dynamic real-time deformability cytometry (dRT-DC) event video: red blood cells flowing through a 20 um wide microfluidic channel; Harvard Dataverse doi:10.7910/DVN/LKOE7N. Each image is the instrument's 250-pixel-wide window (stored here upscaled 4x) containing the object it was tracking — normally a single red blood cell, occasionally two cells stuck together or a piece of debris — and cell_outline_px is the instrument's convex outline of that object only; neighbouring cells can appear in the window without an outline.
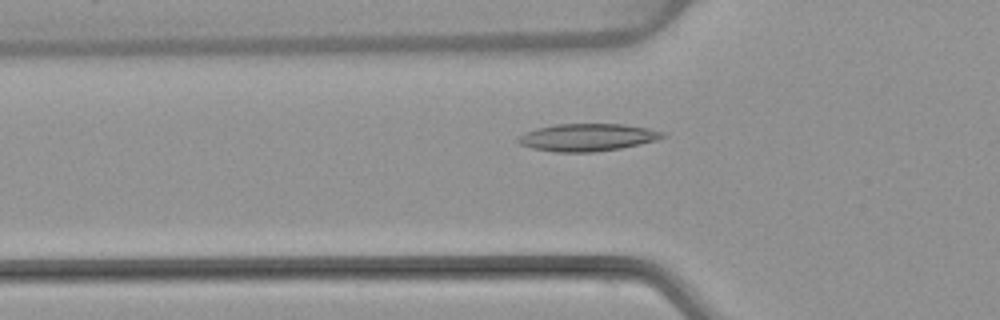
{"species": "common noctule bat (a hibernating species)", "species_latin": "Nyctalus noctula", "temperature_condition": "warm", "stored_images_in_passage": 51, "camera_frame_rate_fps": 3000, "um_per_image_px": 0.085, "animal": {"sex": "female", "body_mass_g": 22.7, "forearm_length_mm": 54.2}, "frame": {"image": 1, "passage_image": 16, "time_ms": 5.0, "image_size_px": [1000, 320], "cell_outline_px": [[668, 136], [656, 140], [640, 144], [620, 148], [596, 152], [552, 152], [532, 148], [520, 144], [516, 140], [524, 132], [536, 128], [556, 124], [624, 124], [648, 128], [664, 132]], "centroid_in_image_um": [49.93, 11.67], "position_along_channel_um": 75.9, "area_um2": 23.24}}
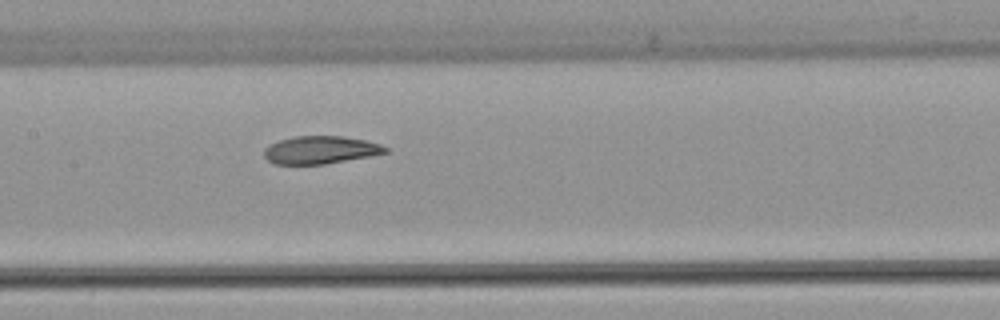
{"frame": {"image": 2, "passage_image": 24, "time_ms": 7.667, "image_size_px": [1000, 320], "cell_outline_px": [[388, 152], [368, 156], [324, 164], [276, 164], [268, 160], [264, 156], [264, 148], [268, 144], [280, 140], [296, 136], [344, 136], [368, 140], [380, 144], [388, 148]], "centroid_in_image_um": [27.23, 12.73], "position_along_channel_um": 180.2, "area_um2": 19.59}}
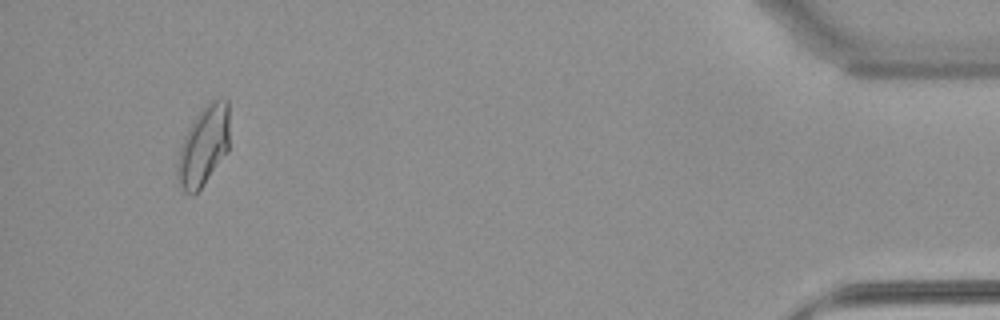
{"frame": {"image": 3, "passage_image": 48, "time_ms": 15.667, "image_size_px": [1000, 320], "cell_outline_px": [[228, 152], [200, 188], [196, 192], [184, 192], [176, 176], [176, 164], [180, 144], [188, 128], [196, 116], [208, 100], [228, 100]], "centroid_in_image_um": [17.28, 12.39], "position_along_channel_um": 417.9, "area_um2": 23.99}, "authors_computed_cell_mechanics": {"area_um2": 21.4438, "velocity_mm_per_s": 3.8821, "shape_relaxation_time_tau1_ms": 10.3685, "shape_relaxation_time_tau2_ms": 2.4071, "deformation_change_tau1": 0.2697, "deformation_change_tau2": 0.071}}